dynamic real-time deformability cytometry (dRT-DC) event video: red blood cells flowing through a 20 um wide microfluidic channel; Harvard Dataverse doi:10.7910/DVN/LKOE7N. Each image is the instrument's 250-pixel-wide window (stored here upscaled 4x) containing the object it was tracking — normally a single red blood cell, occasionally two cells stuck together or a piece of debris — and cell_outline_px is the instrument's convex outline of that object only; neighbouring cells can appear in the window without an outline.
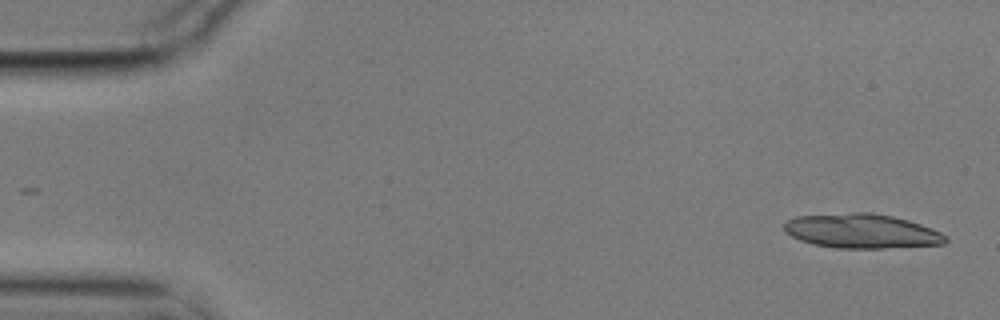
{"species": "common noctule bat (a hibernating species)", "species_latin": "Nyctalus noctula", "temperature_condition": "cold", "stored_images_in_passage": 2, "camera_frame_rate_fps": 3000, "um_per_image_px": 0.085, "animal": {"sex": "male", "body_mass_g": 17.9}, "frame": {"image": 1, "passage_image": 2, "time_ms": 0.333, "image_size_px": [1000, 320], "cell_outline_px": [[948, 240], [944, 244], [884, 248], [836, 248], [812, 244], [800, 240], [784, 232], [784, 224], [788, 220], [796, 216], [852, 212], [872, 212], [892, 216], [908, 220], [932, 228], [940, 232]], "centroid_in_image_um": [73.22, 19.64], "position_along_channel_um": 11.8, "area_um2": 32.43}}